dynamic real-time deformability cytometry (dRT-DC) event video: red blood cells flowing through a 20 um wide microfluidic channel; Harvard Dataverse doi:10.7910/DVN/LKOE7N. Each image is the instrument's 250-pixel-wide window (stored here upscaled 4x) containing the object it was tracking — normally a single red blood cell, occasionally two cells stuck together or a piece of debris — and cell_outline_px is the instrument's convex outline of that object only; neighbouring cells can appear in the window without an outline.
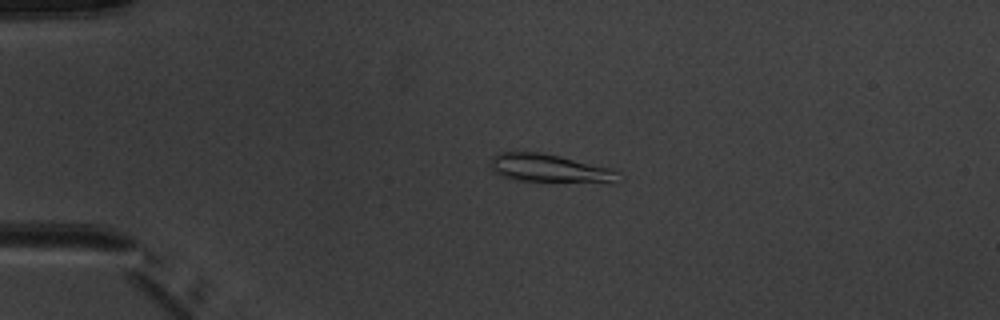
{"species": "common noctule bat (a hibernating species)", "species_latin": "Nyctalus noctula", "temperature_condition": "warm", "stored_images_in_passage": 4, "camera_frame_rate_fps": 3000, "um_per_image_px": 0.085, "animal": {"sex": "male", "body_mass_g": 20.1, "forearm_length_mm": 53.5}, "frame": {"image": 1, "passage_image": 3, "time_ms": 2.333, "image_size_px": [1000, 320], "cell_outline_px": [[616, 172], [612, 180], [512, 180], [500, 176], [492, 172], [492, 156], [500, 152], [540, 152], [560, 156], [608, 168]], "centroid_in_image_um": [46.43, 14.25], "position_along_channel_um": 38.6, "area_um2": 19.54}}